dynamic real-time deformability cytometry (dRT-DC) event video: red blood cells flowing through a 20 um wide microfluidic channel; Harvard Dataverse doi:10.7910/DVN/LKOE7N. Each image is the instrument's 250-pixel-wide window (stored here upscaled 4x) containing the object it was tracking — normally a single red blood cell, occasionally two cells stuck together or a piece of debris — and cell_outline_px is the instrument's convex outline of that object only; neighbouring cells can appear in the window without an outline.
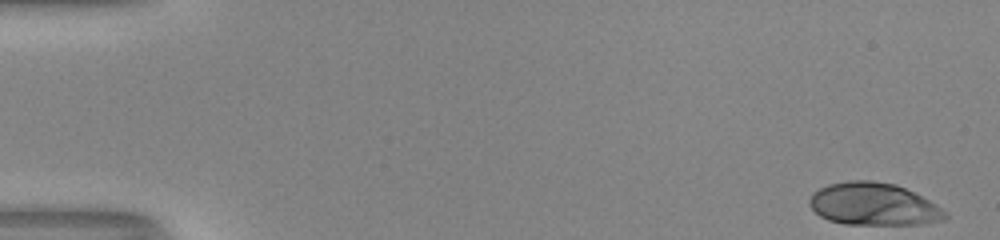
{"species": "human", "species_latin": "Homo sapiens", "temperature_condition": "room temperature", "stored_images_in_passage": 52, "camera_frame_rate_fps": 3000, "um_per_image_px": 0.085, "donor": {"sex": "male"}, "frame": {"image": 1, "passage_image": 1, "time_ms": 0.0, "image_size_px": [1000, 240], "cell_outline_px": [[948, 216], [944, 220], [920, 224], [844, 224], [828, 220], [820, 216], [808, 204], [808, 200], [812, 192], [828, 184], [848, 180], [872, 180], [896, 184], [936, 204]], "centroid_in_image_um": [74.2, 17.35], "position_along_channel_um": 10.8, "area_um2": 33.52}}
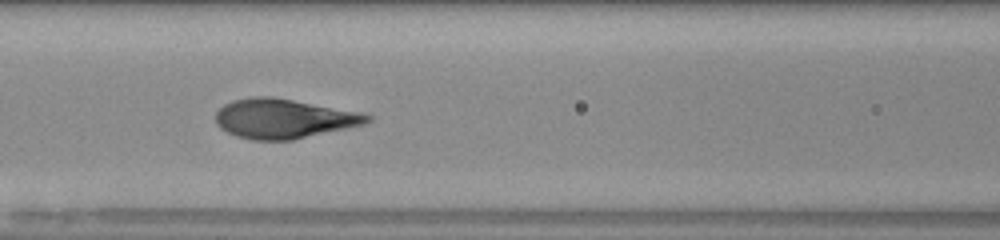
{"frame": {"image": 2, "passage_image": 23, "time_ms": 7.333, "image_size_px": [1000, 240], "cell_outline_px": [[372, 120], [364, 124], [292, 140], [252, 140], [236, 136], [220, 128], [216, 124], [216, 112], [224, 104], [232, 100], [252, 96], [272, 96], [360, 112], [372, 116]], "centroid_in_image_um": [24.08, 10.08], "position_along_channel_um": 142.5, "area_um2": 34.85}}
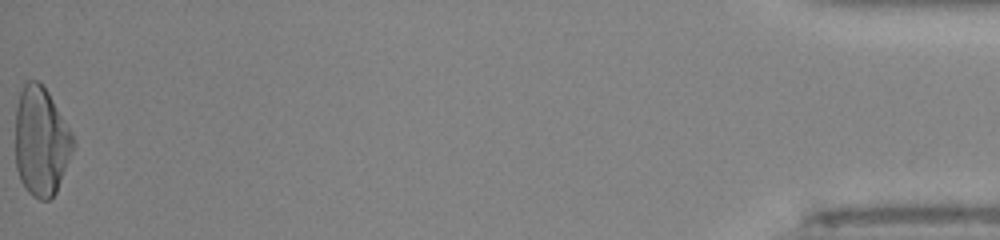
{"frame": {"image": 3, "passage_image": 52, "time_ms": 17.0, "image_size_px": [1000, 240], "cell_outline_px": [[76, 144], [56, 192], [48, 200], [40, 200], [32, 196], [24, 188], [20, 180], [16, 168], [16, 108], [20, 92], [24, 84], [28, 80], [36, 80], [48, 92], [72, 132], [76, 140]], "centroid_in_image_um": [3.5, 12.05], "position_along_channel_um": 431.7, "area_um2": 36.82}, "authors_computed_cell_mechanics": {"area_um2": 34.8823, "velocity_mm_per_s": 4.0173, "shape_relaxation_time_tau1_ms": 3.7066, "shape_relaxation_time_tau2_ms": null, "deformation_change_tau1": 0.2287, "deformation_change_tau2": null}}